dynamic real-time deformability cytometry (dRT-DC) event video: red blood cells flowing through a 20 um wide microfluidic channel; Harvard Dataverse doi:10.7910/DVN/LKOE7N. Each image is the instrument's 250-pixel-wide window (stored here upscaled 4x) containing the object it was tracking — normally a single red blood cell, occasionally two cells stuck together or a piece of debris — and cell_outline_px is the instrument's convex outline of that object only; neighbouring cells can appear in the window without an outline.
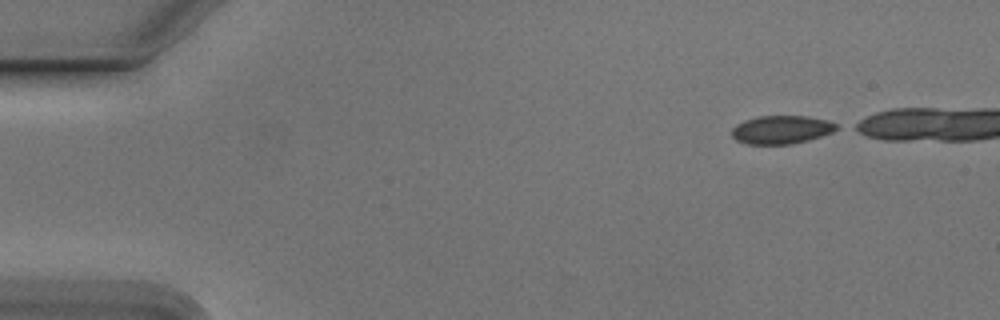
{"species": "Egyptian fruit bat (a non-hibernating species)", "species_latin": "Rousettus aegyptiacus", "temperature_condition": "cold", "stored_images_in_passage": 39, "camera_frame_rate_fps": 3000, "um_per_image_px": 0.085, "animal": {"sex": "male"}, "frame": {"image": 1, "passage_image": 1, "time_ms": 0.0, "image_size_px": [1000, 320], "cell_outline_px": [[840, 128], [832, 132], [808, 140], [792, 144], [744, 144], [736, 140], [732, 136], [732, 128], [736, 124], [744, 120], [756, 116], [808, 116], [828, 120], [836, 124]], "centroid_in_image_um": [66.4, 11.02], "position_along_channel_um": 18.6, "area_um2": 17.4}}
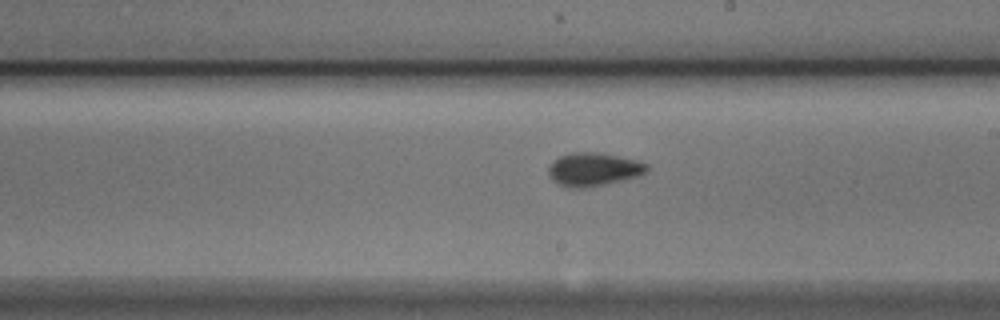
{"frame": {"image": 2, "passage_image": 26, "time_ms": 8.333, "image_size_px": [1000, 320], "cell_outline_px": [[648, 172], [640, 176], [588, 188], [572, 188], [556, 184], [552, 180], [548, 172], [548, 168], [552, 160], [560, 156], [572, 152], [596, 152], [640, 160], [648, 164]], "centroid_in_image_um": [50.46, 14.4], "position_along_channel_um": 238.5, "area_um2": 19.48}}
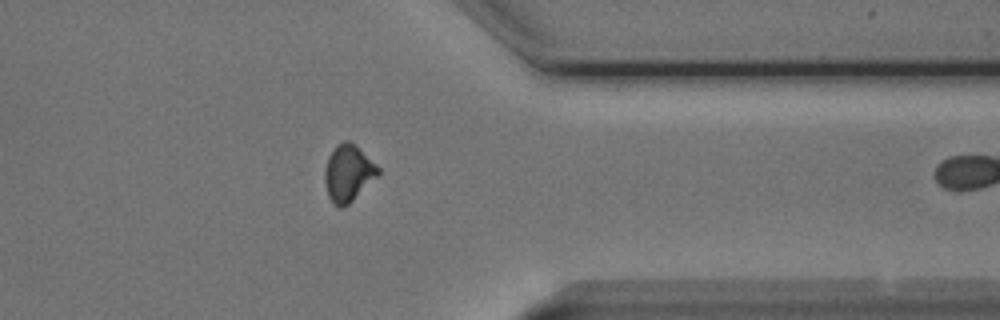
{"frame": {"image": 3, "passage_image": 38, "time_ms": 12.333, "image_size_px": [1000, 320], "cell_outline_px": [[380, 176], [344, 208], [340, 208], [328, 196], [324, 180], [324, 168], [328, 156], [336, 144], [344, 140], [352, 140], [380, 168]], "centroid_in_image_um": [29.62, 14.69], "position_along_channel_um": 381.8, "area_um2": 18.09}}